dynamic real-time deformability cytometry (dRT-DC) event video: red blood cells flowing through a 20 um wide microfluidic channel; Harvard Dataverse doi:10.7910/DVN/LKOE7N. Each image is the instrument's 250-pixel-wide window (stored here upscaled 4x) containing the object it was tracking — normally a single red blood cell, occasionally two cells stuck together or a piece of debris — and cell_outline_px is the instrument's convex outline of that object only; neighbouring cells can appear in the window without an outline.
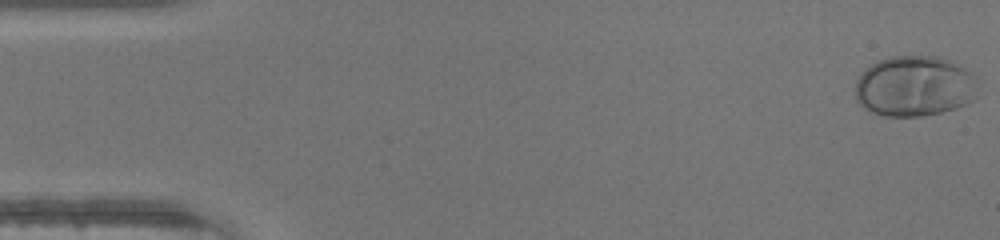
{"species": "human", "species_latin": "Homo sapiens", "temperature_condition": "warm", "stored_images_in_passage": 47, "camera_frame_rate_fps": 3000, "um_per_image_px": 0.085, "donor": {"sex": "male"}, "frame": {"image": 1, "passage_image": 1, "time_ms": 0.0, "image_size_px": [1000, 240], "cell_outline_px": [[976, 96], [968, 104], [956, 108], [924, 116], [884, 116], [872, 112], [864, 108], [856, 100], [856, 80], [860, 72], [864, 68], [876, 60], [888, 56], [940, 56], [972, 72], [976, 76]], "centroid_in_image_um": [77.71, 7.31], "position_along_channel_um": 7.3, "area_um2": 43.87}}
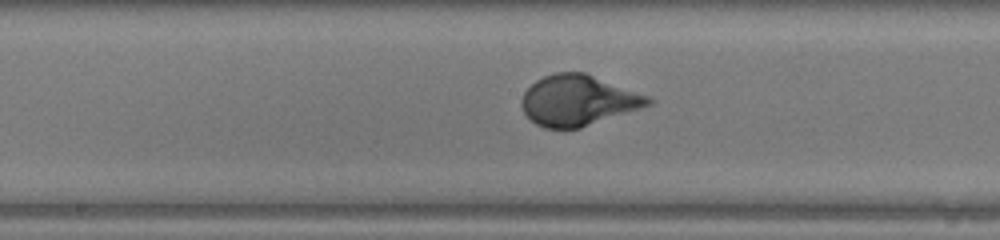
{"frame": {"image": 2, "passage_image": 24, "time_ms": 7.667, "image_size_px": [1000, 240], "cell_outline_px": [[656, 100], [652, 104], [580, 128], [544, 128], [536, 124], [524, 112], [520, 104], [520, 100], [524, 92], [536, 80], [544, 76], [556, 72], [584, 72], [648, 96]], "centroid_in_image_um": [49.12, 8.53], "position_along_channel_um": 199.1, "area_um2": 36.99}}
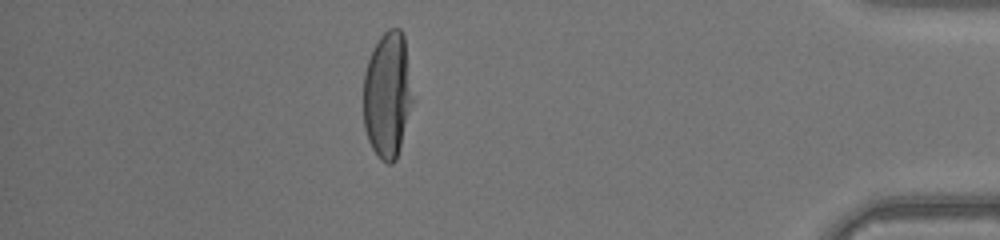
{"frame": {"image": 3, "passage_image": 41, "time_ms": 13.333, "image_size_px": [1000, 240], "cell_outline_px": [[416, 100], [396, 160], [392, 164], [388, 164], [380, 160], [372, 148], [368, 140], [364, 128], [364, 72], [372, 48], [380, 36], [388, 28], [400, 28], [404, 36]], "centroid_in_image_um": [32.99, 8.07], "position_along_channel_um": 402.2, "area_um2": 37.51}}